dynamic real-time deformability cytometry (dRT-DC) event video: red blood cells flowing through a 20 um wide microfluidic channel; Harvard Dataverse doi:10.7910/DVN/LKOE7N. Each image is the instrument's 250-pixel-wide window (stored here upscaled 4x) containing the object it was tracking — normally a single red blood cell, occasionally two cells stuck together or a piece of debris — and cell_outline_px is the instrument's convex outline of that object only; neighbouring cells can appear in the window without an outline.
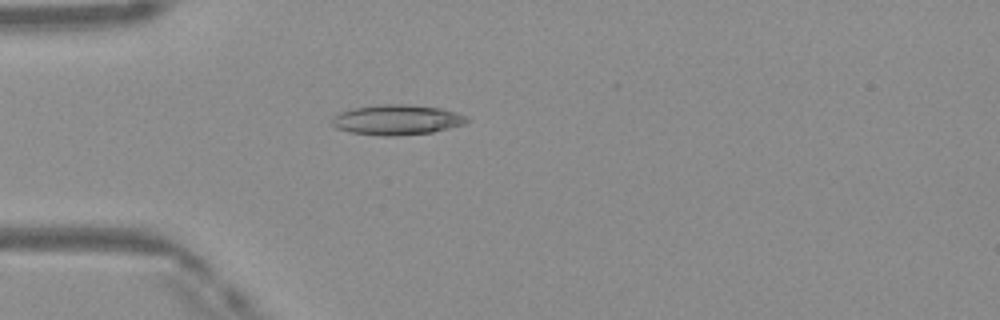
{"species": "Egyptian fruit bat (a non-hibernating species)", "species_latin": "Rousettus aegyptiacus", "temperature_condition": "warm", "stored_images_in_passage": 36, "camera_frame_rate_fps": 3000, "um_per_image_px": 0.085, "frame": {"image": 1, "passage_image": 1, "time_ms": 0.0, "image_size_px": [1000, 320], "cell_outline_px": [[472, 120], [464, 124], [432, 132], [392, 136], [384, 136], [352, 132], [336, 128], [332, 124], [332, 116], [340, 112], [352, 108], [380, 104], [404, 104], [440, 108], [468, 116]], "centroid_in_image_um": [33.74, 10.17], "position_along_channel_um": 51.3, "area_um2": 23.64}}
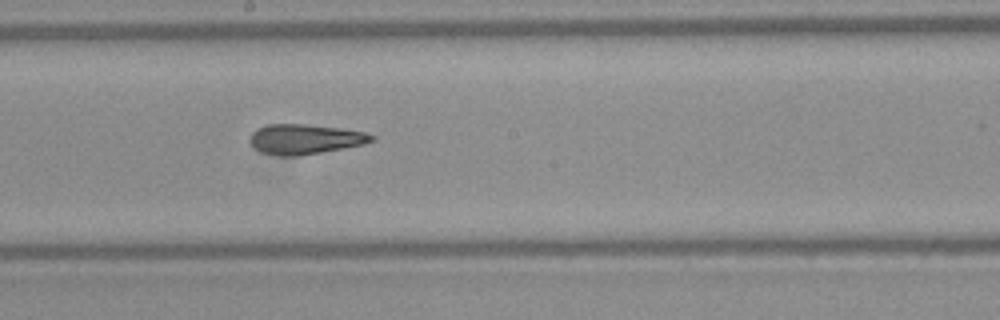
{"frame": {"image": 2, "passage_image": 14, "time_ms": 4.333, "image_size_px": [1000, 320], "cell_outline_px": [[376, 140], [364, 144], [320, 152], [296, 156], [280, 156], [260, 152], [252, 144], [252, 132], [268, 124], [304, 124], [340, 128], [364, 132], [376, 136]], "centroid_in_image_um": [25.97, 11.82], "position_along_channel_um": 222.2, "area_um2": 20.92}}
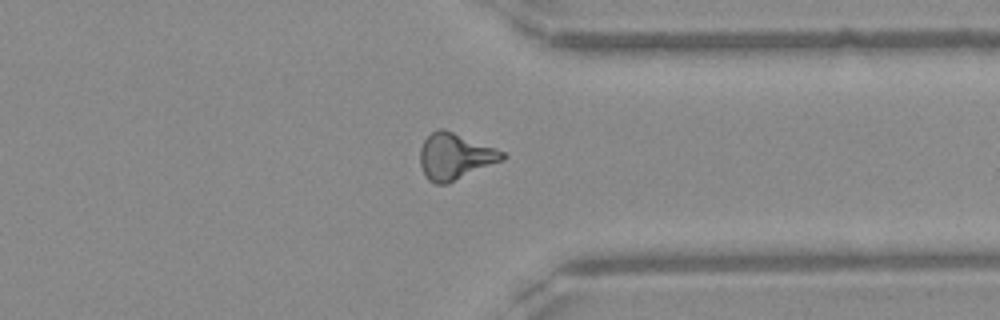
{"frame": {"image": 3, "passage_image": 25, "time_ms": 8.0, "image_size_px": [1000, 320], "cell_outline_px": [[508, 156], [504, 160], [448, 184], [436, 184], [428, 180], [420, 164], [420, 148], [424, 140], [432, 132], [440, 128], [444, 128], [496, 148], [504, 152]], "centroid_in_image_um": [38.7, 13.3], "position_along_channel_um": 372.7, "area_um2": 22.37}, "authors_computed_cell_mechanics": {"area_um2": 21.0681, "velocity_mm_per_s": 4.1684, "shape_relaxation_time_tau1_ms": null, "shape_relaxation_time_tau2_ms": 3.2579, "deformation_change_tau1": null, "deformation_change_tau2": 0.1382}}